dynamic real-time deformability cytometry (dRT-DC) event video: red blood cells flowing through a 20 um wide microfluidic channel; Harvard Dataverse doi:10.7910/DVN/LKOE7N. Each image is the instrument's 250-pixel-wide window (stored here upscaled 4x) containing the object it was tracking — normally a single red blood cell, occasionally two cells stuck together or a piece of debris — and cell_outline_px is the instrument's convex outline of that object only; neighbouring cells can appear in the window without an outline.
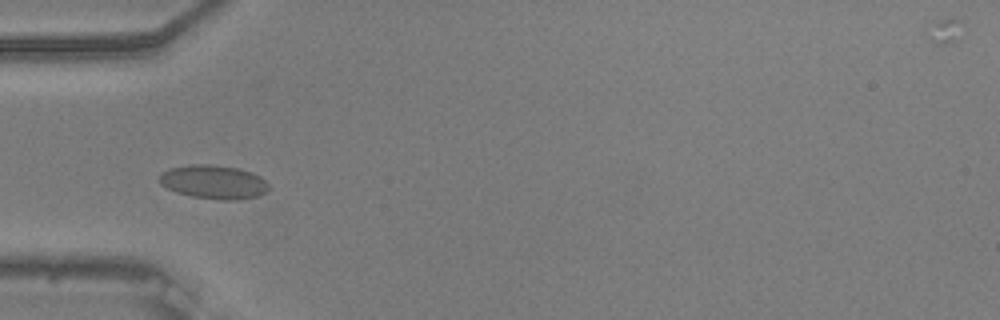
{"species": "common noctule bat (a hibernating species)", "species_latin": "Nyctalus noctula", "temperature_condition": "warm", "stored_images_in_passage": 54, "camera_frame_rate_fps": 3000, "um_per_image_px": 0.085, "animal": {"sex": "male", "body_mass_g": 20.5, "forearm_length_mm": 52.5}, "frame": {"image": 1, "passage_image": 17, "time_ms": 5.333, "image_size_px": [1000, 320], "cell_outline_px": [[268, 192], [260, 196], [240, 200], [220, 200], [192, 196], [176, 192], [160, 184], [156, 176], [160, 172], [168, 168], [192, 164], [208, 164], [236, 168], [252, 172], [260, 176], [268, 184]], "centroid_in_image_um": [18.14, 15.47], "position_along_channel_um": 66.9, "area_um2": 21.85}}
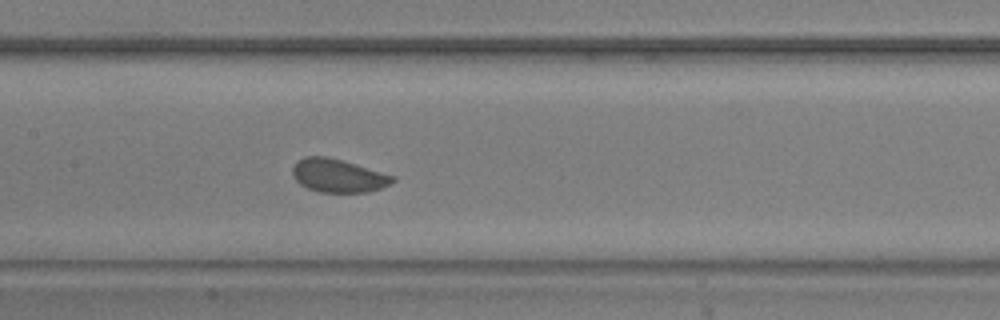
{"frame": {"image": 2, "passage_image": 26, "time_ms": 8.333, "image_size_px": [1000, 320], "cell_outline_px": [[396, 180], [380, 188], [368, 192], [316, 192], [300, 184], [292, 176], [292, 168], [296, 160], [304, 156], [328, 156], [356, 164], [396, 176]], "centroid_in_image_um": [28.71, 14.92], "position_along_channel_um": 178.7, "area_um2": 19.59}}
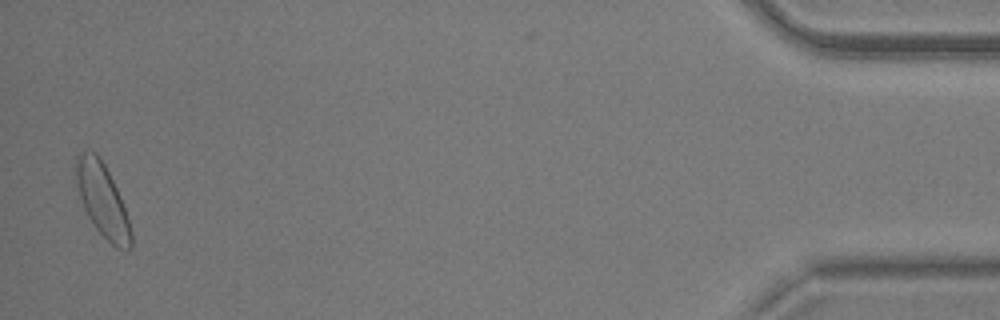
{"frame": {"image": 3, "passage_image": 53, "time_ms": 17.333, "image_size_px": [1000, 320], "cell_outline_px": [[132, 244], [128, 248], [116, 248], [96, 228], [88, 216], [84, 208], [76, 184], [76, 156], [84, 148], [96, 152], [100, 156], [120, 196], [132, 232]], "centroid_in_image_um": [8.68, 16.95], "position_along_channel_um": 426.5, "area_um2": 23.06}, "authors_computed_cell_mechanics": {"area_um2": 20.6924, "velocity_mm_per_s": 3.7134, "shape_relaxation_time_tau1_ms": 2.538, "shape_relaxation_time_tau2_ms": null, "deformation_change_tau1": 0.0385, "deformation_change_tau2": null}}